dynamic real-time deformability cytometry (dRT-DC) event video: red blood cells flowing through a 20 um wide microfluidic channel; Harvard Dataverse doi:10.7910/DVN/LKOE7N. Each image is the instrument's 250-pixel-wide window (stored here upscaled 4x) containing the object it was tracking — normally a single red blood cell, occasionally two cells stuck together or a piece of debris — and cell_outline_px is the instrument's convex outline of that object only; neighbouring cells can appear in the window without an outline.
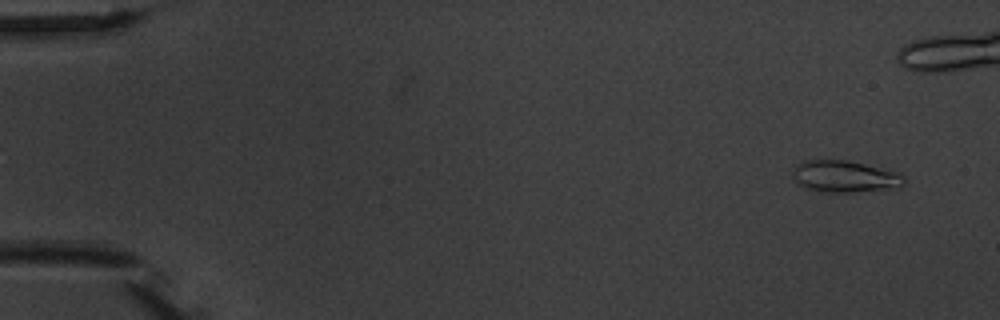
{"species": "common noctule bat (a hibernating species)", "species_latin": "Nyctalus noctula", "temperature_condition": "warm", "stored_images_in_passage": 7, "camera_frame_rate_fps": 3000, "um_per_image_px": 0.085, "animal": {"sex": "male", "body_mass_g": 20.1, "forearm_length_mm": 53.5}, "frame": {"image": 1, "passage_image": 1, "time_ms": 0.0, "image_size_px": [1000, 320], "cell_outline_px": [[904, 184], [896, 188], [852, 192], [820, 192], [804, 188], [796, 184], [792, 176], [792, 172], [796, 164], [804, 160], [848, 160], [900, 172], [904, 176]], "centroid_in_image_um": [71.77, 15.0], "position_along_channel_um": 13.2, "area_um2": 20.98}}
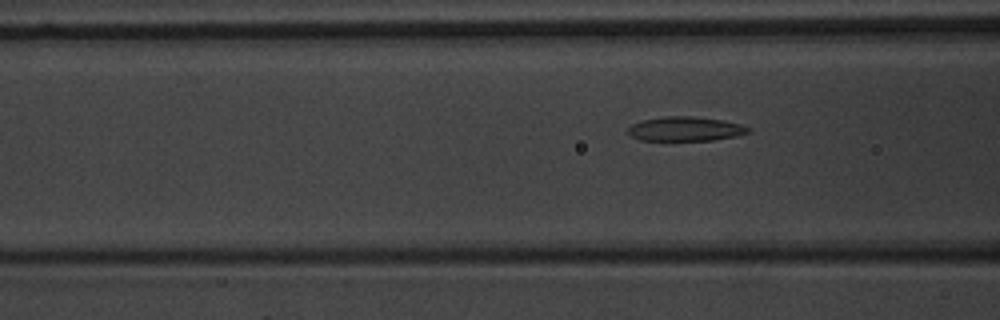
{"frame": {"image": 2, "passage_image": 7, "time_ms": 7.667, "image_size_px": [1000, 320], "cell_outline_px": [[752, 132], [736, 136], [712, 140], [668, 144], [640, 140], [632, 136], [628, 132], [628, 128], [632, 124], [640, 120], [664, 116], [692, 116], [724, 120], [740, 124], [752, 128]], "centroid_in_image_um": [58.23, 11.01], "position_along_channel_um": 108.4, "area_um2": 18.21}}